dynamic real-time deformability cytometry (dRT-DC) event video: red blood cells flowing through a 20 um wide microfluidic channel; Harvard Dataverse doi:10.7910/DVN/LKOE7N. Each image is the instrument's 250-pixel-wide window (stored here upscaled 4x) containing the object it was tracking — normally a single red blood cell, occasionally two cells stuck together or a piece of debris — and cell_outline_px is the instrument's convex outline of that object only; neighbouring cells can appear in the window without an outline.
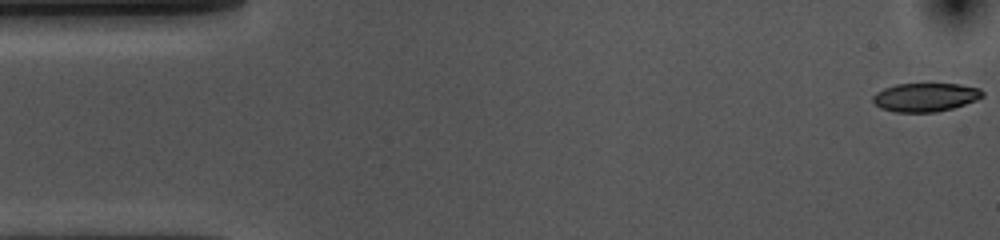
{"species": "common noctule bat (a hibernating species)", "species_latin": "Nyctalus noctula", "temperature_condition": "cold", "stored_images_in_passage": 54, "camera_frame_rate_fps": 3000, "um_per_image_px": 0.085, "animal": {"sex": "female", "body_mass_g": 10.0, "forearm_length_mm": 53.1}, "frame": {"image": 1, "passage_image": 1, "time_ms": 0.0, "image_size_px": [1000, 240], "cell_outline_px": [[984, 96], [976, 100], [952, 108], [936, 112], [896, 112], [880, 108], [872, 100], [872, 96], [876, 92], [884, 88], [896, 84], [960, 84], [980, 88], [984, 92]], "centroid_in_image_um": [78.66, 8.26], "position_along_channel_um": 6.3, "area_um2": 18.26}}
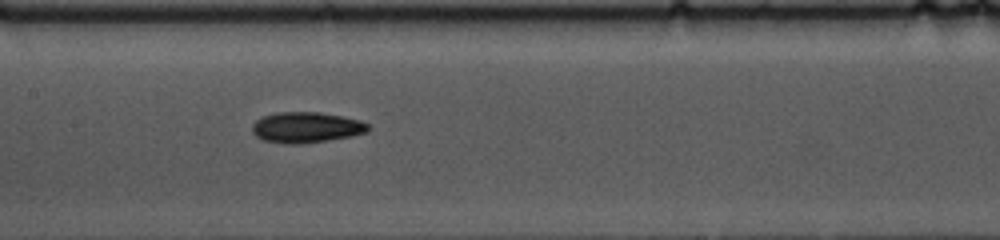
{"frame": {"image": 2, "passage_image": 25, "time_ms": 8.0, "image_size_px": [1000, 240], "cell_outline_px": [[368, 132], [352, 136], [328, 140], [300, 144], [288, 144], [264, 140], [256, 136], [252, 132], [252, 124], [256, 120], [264, 116], [276, 112], [320, 112], [360, 120], [368, 124]], "centroid_in_image_um": [26.02, 10.83], "position_along_channel_um": 181.4, "area_um2": 20.69}}
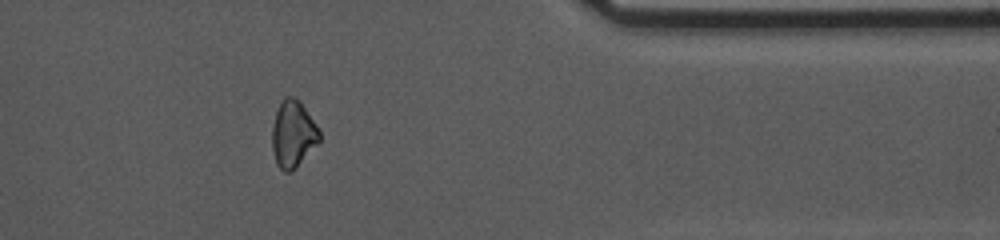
{"frame": {"image": 3, "passage_image": 44, "time_ms": 14.333, "image_size_px": [1000, 240], "cell_outline_px": [[320, 140], [296, 168], [292, 172], [284, 172], [276, 164], [272, 148], [272, 124], [276, 112], [284, 96], [292, 96], [304, 108], [320, 132]], "centroid_in_image_um": [24.87, 11.44], "position_along_channel_um": 386.5, "area_um2": 18.09}, "authors_computed_cell_mechanics": {"area_um2": 19.8254, "velocity_mm_per_s": 3.6161, "shape_relaxation_time_tau1_ms": 4.2612, "shape_relaxation_time_tau2_ms": 11.0328, "deformation_change_tau1": 0.0981, "deformation_change_tau2": 0.1572}}